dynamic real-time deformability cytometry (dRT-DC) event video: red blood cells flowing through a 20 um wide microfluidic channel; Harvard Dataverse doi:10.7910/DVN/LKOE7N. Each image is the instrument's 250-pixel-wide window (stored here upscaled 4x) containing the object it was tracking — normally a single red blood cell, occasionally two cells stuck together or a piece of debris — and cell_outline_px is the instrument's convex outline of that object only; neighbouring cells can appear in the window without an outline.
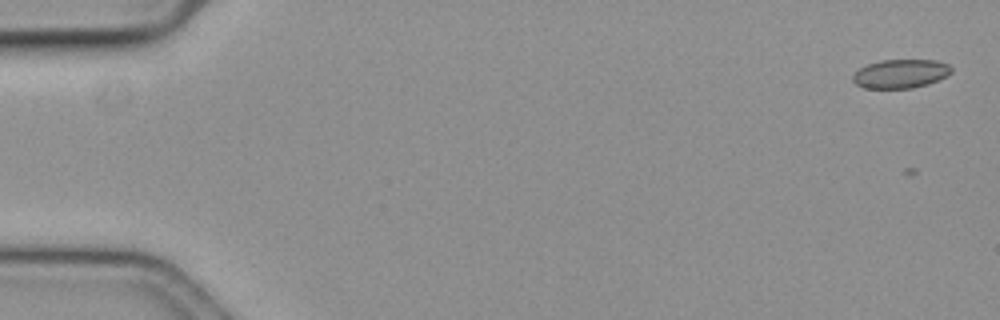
{"species": "common noctule bat (a hibernating species)", "species_latin": "Nyctalus noctula", "temperature_condition": "cold", "stored_images_in_passage": 18, "camera_frame_rate_fps": 3000, "um_per_image_px": 0.085, "animal": {"sex": "female", "body_mass_g": 19.3, "forearm_length_mm": 54.1}, "frame": {"image": 1, "passage_image": 4, "time_ms": 1.0, "image_size_px": [1000, 320], "cell_outline_px": [[952, 72], [928, 84], [912, 88], [864, 88], [856, 84], [852, 80], [852, 76], [860, 68], [868, 64], [880, 60], [936, 60], [948, 64], [952, 68]], "centroid_in_image_um": [76.53, 6.26], "position_along_channel_um": 8.5, "area_um2": 16.42}}
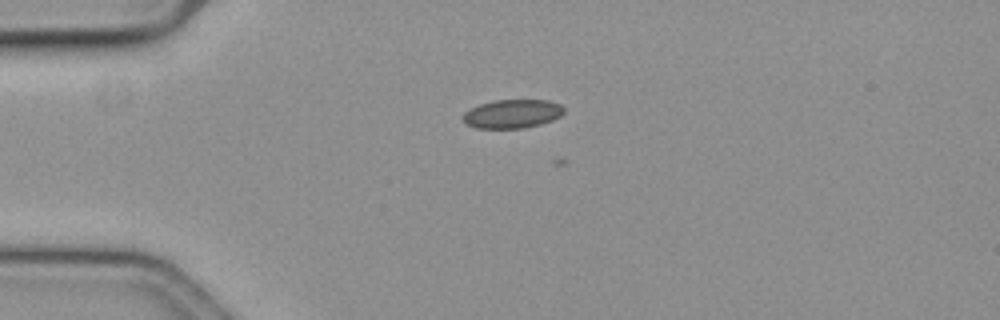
{"frame": {"image": 2, "passage_image": 17, "time_ms": 5.333, "image_size_px": [1000, 320], "cell_outline_px": [[564, 112], [560, 116], [552, 120], [540, 124], [524, 128], [476, 128], [468, 124], [464, 120], [464, 112], [480, 104], [492, 100], [548, 100], [560, 104], [564, 108]], "centroid_in_image_um": [43.58, 9.67], "position_along_channel_um": 41.4, "area_um2": 16.76}}